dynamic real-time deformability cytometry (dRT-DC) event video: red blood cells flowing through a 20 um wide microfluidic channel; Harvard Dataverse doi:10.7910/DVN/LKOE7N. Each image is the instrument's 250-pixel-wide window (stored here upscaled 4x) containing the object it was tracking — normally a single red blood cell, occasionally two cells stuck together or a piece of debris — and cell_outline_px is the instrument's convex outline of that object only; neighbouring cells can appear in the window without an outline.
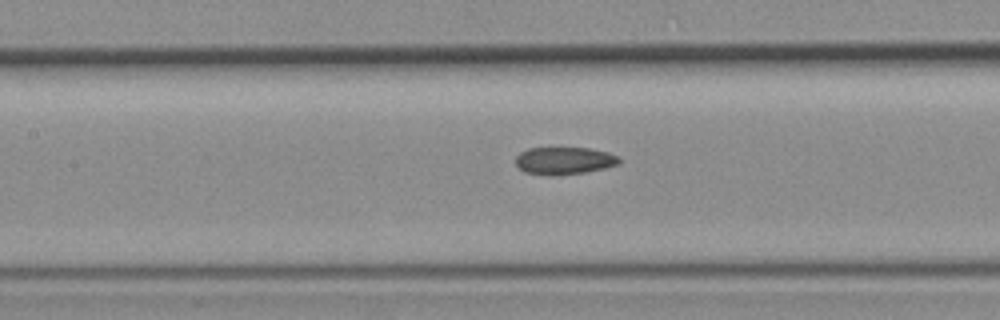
{"species": "common noctule bat (a hibernating species)", "species_latin": "Nyctalus noctula", "temperature_condition": "room temperature", "stored_images_in_passage": 33, "camera_frame_rate_fps": 3000, "um_per_image_px": 0.085, "animal": {"sex": "female", "body_mass_g": 19.3, "forearm_length_mm": 54.1}, "frame": {"image": 1, "passage_image": 19, "time_ms": 6.0, "image_size_px": [1000, 320], "cell_outline_px": [[620, 164], [604, 168], [584, 172], [556, 176], [552, 176], [524, 172], [516, 164], [516, 156], [520, 152], [528, 148], [592, 148], [608, 152], [620, 156]], "centroid_in_image_um": [47.98, 13.66], "position_along_channel_um": 159.4, "area_um2": 16.7}}
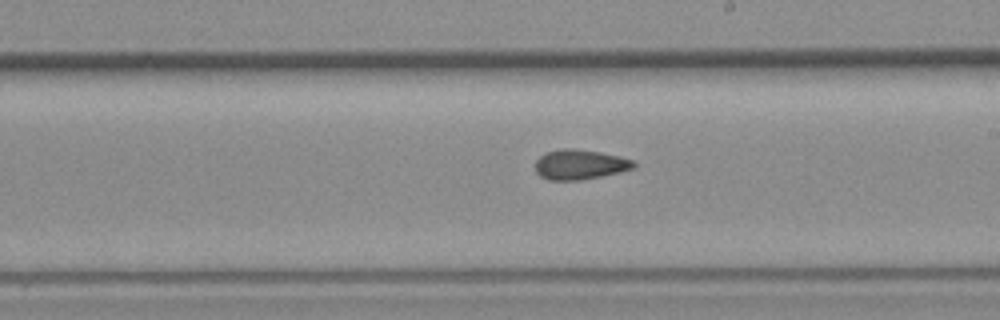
{"frame": {"image": 2, "passage_image": 24, "time_ms": 7.667, "image_size_px": [1000, 320], "cell_outline_px": [[636, 168], [620, 172], [580, 180], [548, 180], [540, 176], [536, 172], [536, 160], [540, 156], [548, 152], [560, 148], [572, 148], [600, 152], [620, 156], [632, 160], [636, 164]], "centroid_in_image_um": [49.3, 13.98], "position_along_channel_um": 239.7, "area_um2": 17.17}}